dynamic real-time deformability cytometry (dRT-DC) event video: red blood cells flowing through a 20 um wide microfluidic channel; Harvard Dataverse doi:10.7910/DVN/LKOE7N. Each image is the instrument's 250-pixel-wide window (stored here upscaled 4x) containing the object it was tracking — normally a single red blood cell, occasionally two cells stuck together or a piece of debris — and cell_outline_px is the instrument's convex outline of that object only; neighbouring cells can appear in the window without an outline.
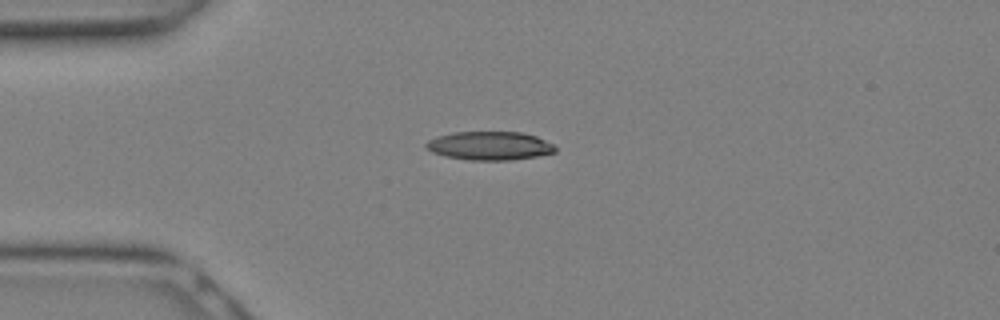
{"species": "Egyptian fruit bat (a non-hibernating species)", "species_latin": "Rousettus aegyptiacus", "temperature_condition": "warm", "stored_images_in_passage": 19, "camera_frame_rate_fps": 3000, "um_per_image_px": 0.085, "animal": {"sex": "female"}, "frame": {"image": 1, "passage_image": 1, "time_ms": 0.0, "image_size_px": [1000, 320], "cell_outline_px": [[556, 152], [536, 156], [508, 160], [468, 160], [444, 156], [432, 152], [424, 148], [424, 144], [428, 140], [436, 136], [452, 132], [520, 132], [536, 136], [552, 144], [556, 148]], "centroid_in_image_um": [41.55, 12.39], "position_along_channel_um": 43.4, "area_um2": 21.56}}
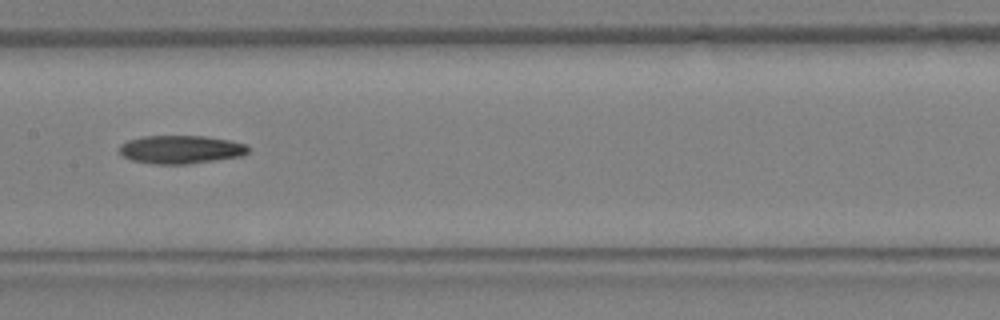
{"frame": {"image": 2, "passage_image": 8, "time_ms": 2.333, "image_size_px": [1000, 320], "cell_outline_px": [[248, 152], [244, 156], [188, 164], [156, 164], [132, 160], [124, 156], [120, 152], [120, 144], [128, 140], [144, 136], [204, 136], [228, 140], [244, 144], [248, 148]], "centroid_in_image_um": [15.37, 12.71], "position_along_channel_um": 192.0, "area_um2": 21.1}}
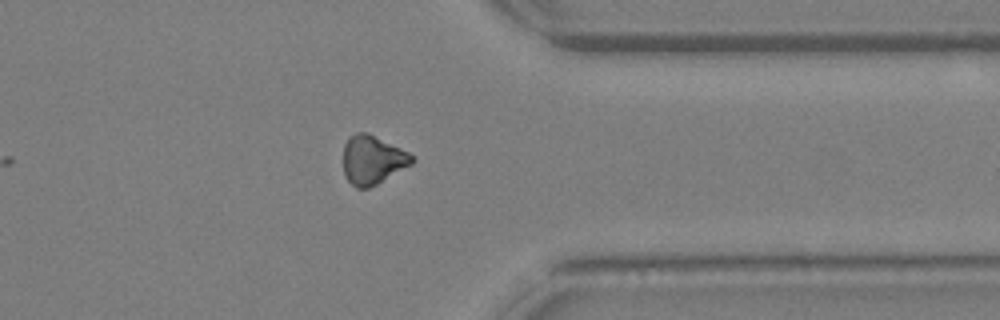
{"frame": {"image": 3, "passage_image": 16, "time_ms": 5.0, "image_size_px": [1000, 320], "cell_outline_px": [[416, 160], [412, 164], [376, 184], [368, 188], [356, 188], [344, 176], [344, 144], [348, 136], [356, 132], [368, 132], [408, 152]], "centroid_in_image_um": [31.64, 13.57], "position_along_channel_um": 379.8, "area_um2": 19.48}}